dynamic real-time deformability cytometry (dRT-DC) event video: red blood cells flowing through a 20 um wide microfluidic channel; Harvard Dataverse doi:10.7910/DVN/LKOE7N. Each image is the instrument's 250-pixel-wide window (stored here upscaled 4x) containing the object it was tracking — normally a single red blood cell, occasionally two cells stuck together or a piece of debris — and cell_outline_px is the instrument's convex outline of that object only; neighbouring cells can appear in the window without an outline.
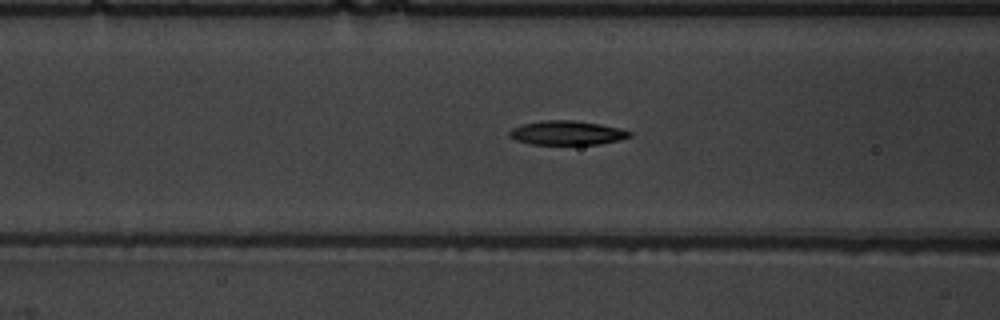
{"species": "common noctule bat (a hibernating species)", "species_latin": "Nyctalus noctula", "temperature_condition": "warm", "stored_images_in_passage": 54, "camera_frame_rate_fps": 3000, "um_per_image_px": 0.085, "animal": {"sex": "male", "body_mass_g": 19.5, "forearm_length_mm": 54.6}, "frame": {"image": 1, "passage_image": 23, "time_ms": 7.333, "image_size_px": [1000, 320], "cell_outline_px": [[632, 136], [620, 140], [600, 144], [532, 144], [516, 140], [508, 136], [508, 132], [512, 128], [524, 124], [540, 120], [572, 120], [600, 124], [620, 128], [632, 132]], "centroid_in_image_um": [48.2, 11.29], "position_along_channel_um": 118.4, "area_um2": 16.94}}
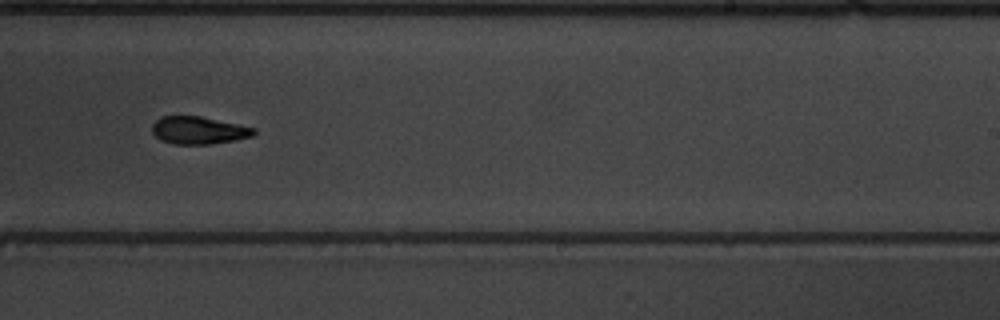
{"frame": {"image": 2, "passage_image": 35, "time_ms": 11.333, "image_size_px": [1000, 320], "cell_outline_px": [[256, 132], [252, 136], [236, 140], [208, 144], [172, 144], [160, 140], [152, 132], [152, 124], [160, 116], [200, 116], [256, 128]], "centroid_in_image_um": [16.86, 11.08], "position_along_channel_um": 272.1, "area_um2": 16.36}}
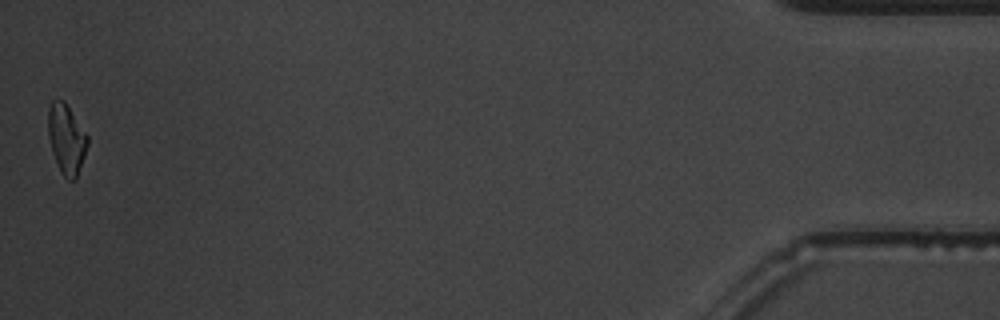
{"frame": {"image": 3, "passage_image": 54, "time_ms": 17.667, "image_size_px": [1000, 320], "cell_outline_px": [[88, 144], [76, 180], [68, 180], [60, 172], [52, 152], [48, 136], [48, 108], [52, 100], [64, 100], [88, 136]], "centroid_in_image_um": [5.64, 11.82], "position_along_channel_um": 429.6, "area_um2": 16.01}, "authors_computed_cell_mechanics": {"area_um2": 16.5886, "velocity_mm_per_s": 3.8621, "shape_relaxation_time_tau1_ms": 4.4774, "shape_relaxation_time_tau2_ms": 6.2314, "deformation_change_tau1": 0.2147, "deformation_change_tau2": 0.1598}}